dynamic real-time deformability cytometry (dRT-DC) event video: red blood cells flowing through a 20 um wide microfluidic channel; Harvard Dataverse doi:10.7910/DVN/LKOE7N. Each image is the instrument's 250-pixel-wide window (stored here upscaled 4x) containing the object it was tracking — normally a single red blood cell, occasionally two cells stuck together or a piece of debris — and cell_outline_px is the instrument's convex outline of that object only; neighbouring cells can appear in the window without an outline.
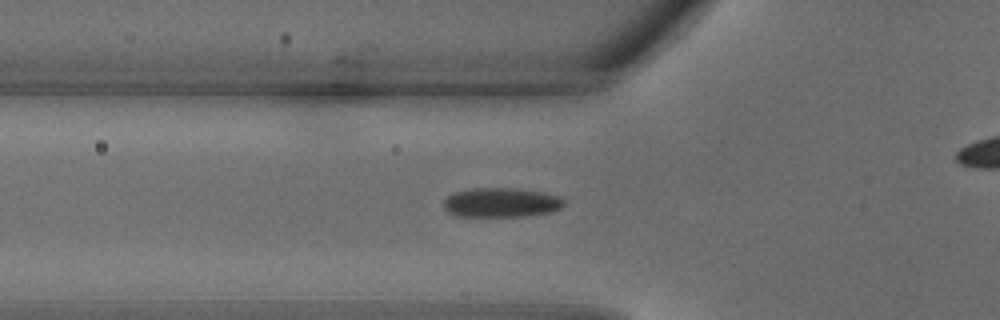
{"species": "common noctule bat (a hibernating species)", "species_latin": "Nyctalus noctula", "temperature_condition": "warm", "stored_images_in_passage": 25, "camera_frame_rate_fps": 3000, "um_per_image_px": 0.085, "animal": {"sex": "male", "body_mass_g": 18.8}, "frame": {"image": 1, "passage_image": 7, "time_ms": 2.0, "image_size_px": [1000, 320], "cell_outline_px": [[564, 204], [560, 208], [552, 212], [524, 216], [456, 216], [448, 212], [444, 208], [444, 200], [448, 196], [456, 192], [472, 188], [512, 188], [544, 192], [560, 196], [564, 200]], "centroid_in_image_um": [42.62, 17.21], "position_along_channel_um": 83.2, "area_um2": 20.63}}
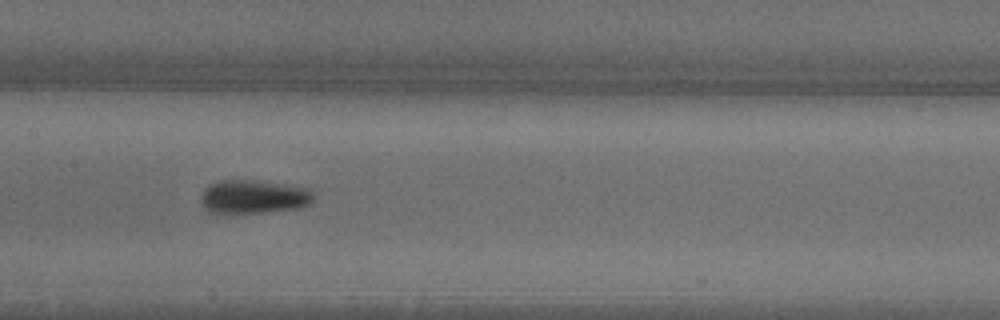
{"frame": {"image": 2, "passage_image": 12, "time_ms": 3.667, "image_size_px": [1000, 320], "cell_outline_px": [[312, 200], [308, 204], [296, 208], [264, 212], [208, 212], [204, 208], [200, 200], [200, 196], [204, 188], [208, 184], [220, 180], [256, 180], [304, 188], [312, 192]], "centroid_in_image_um": [21.46, 16.71], "position_along_channel_um": 185.9, "area_um2": 21.68}}
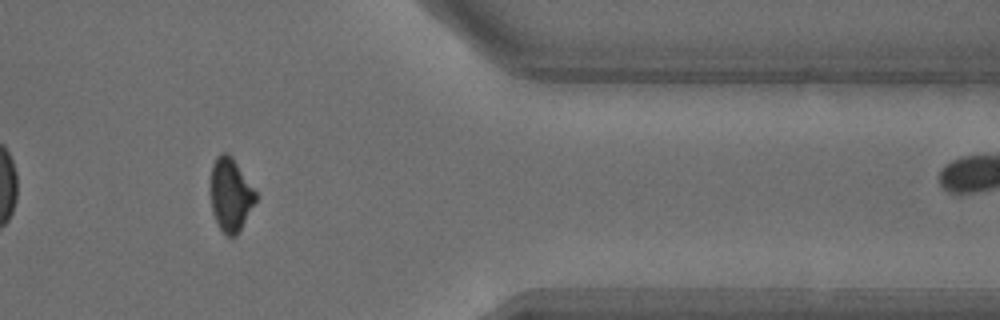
{"frame": {"image": 3, "passage_image": 23, "time_ms": 7.333, "image_size_px": [1000, 320], "cell_outline_px": [[256, 200], [236, 236], [228, 236], [220, 228], [212, 212], [208, 188], [212, 164], [216, 156], [220, 152], [228, 152], [232, 156], [256, 192]], "centroid_in_image_um": [19.54, 16.49], "position_along_channel_um": 391.9, "area_um2": 19.48}}